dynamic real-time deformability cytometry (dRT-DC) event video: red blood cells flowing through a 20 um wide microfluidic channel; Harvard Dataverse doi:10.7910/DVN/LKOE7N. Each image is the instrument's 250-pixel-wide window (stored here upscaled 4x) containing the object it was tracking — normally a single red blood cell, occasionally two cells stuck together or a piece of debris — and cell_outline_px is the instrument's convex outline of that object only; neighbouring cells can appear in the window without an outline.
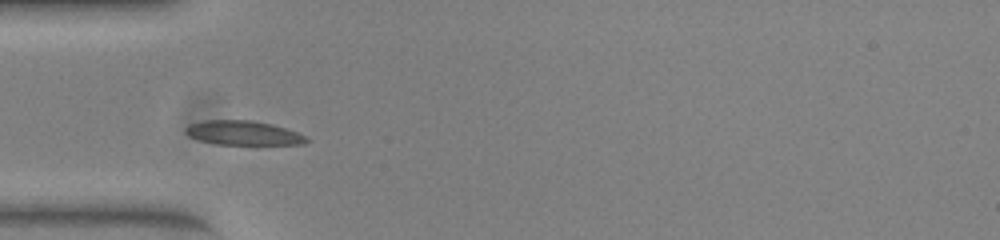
{"species": "common noctule bat (a hibernating species)", "species_latin": "Nyctalus noctula", "temperature_condition": "warm", "stored_images_in_passage": 37, "camera_frame_rate_fps": 3000, "um_per_image_px": 0.085, "animal": {"sex": "female", "body_mass_g": 23.0, "forearm_length_mm": 53.4}, "frame": {"image": 1, "passage_image": 1, "time_ms": 0.0, "image_size_px": [1000, 240], "cell_outline_px": [[312, 140], [304, 144], [216, 144], [200, 140], [188, 136], [184, 132], [184, 128], [192, 124], [204, 120], [252, 120], [272, 124], [308, 136]], "centroid_in_image_um": [20.7, 11.3], "position_along_channel_um": 64.3, "area_um2": 17.11}}
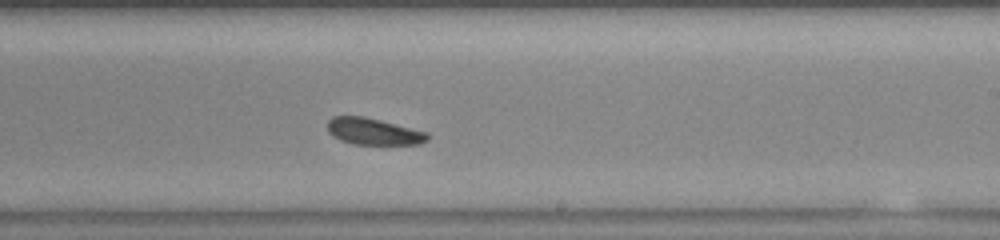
{"frame": {"image": 2, "passage_image": 16, "time_ms": 5.0, "image_size_px": [1000, 240], "cell_outline_px": [[428, 140], [420, 144], [352, 144], [340, 140], [332, 136], [328, 132], [328, 120], [332, 116], [364, 116], [428, 132]], "centroid_in_image_um": [31.72, 11.17], "position_along_channel_um": 257.3, "area_um2": 15.55}}
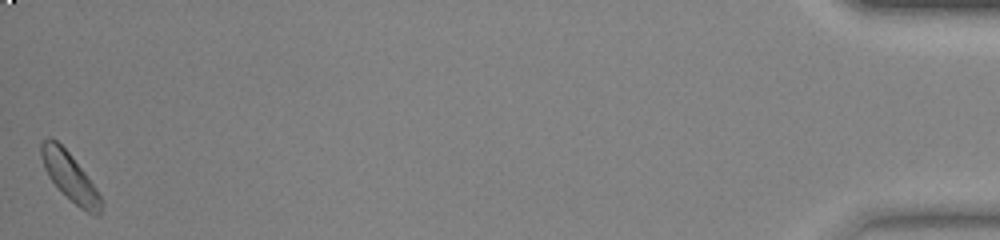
{"frame": {"image": 3, "passage_image": 37, "time_ms": 12.0, "image_size_px": [1000, 240], "cell_outline_px": [[104, 204], [100, 216], [96, 216], [80, 208], [48, 176], [44, 168], [40, 156], [40, 144], [48, 136], [56, 140], [68, 152], [84, 172], [96, 188], [104, 200]], "centroid_in_image_um": [5.97, 15.03], "position_along_channel_um": 429.2, "area_um2": 16.59}, "authors_computed_cell_mechanics": {"area_um2": 16.5886, "velocity_mm_per_s": 3.8731, "shape_relaxation_time_tau1_ms": 1.5011, "shape_relaxation_time_tau2_ms": 10.769, "deformation_change_tau1": 0.0633, "deformation_change_tau2": 0.1001}}